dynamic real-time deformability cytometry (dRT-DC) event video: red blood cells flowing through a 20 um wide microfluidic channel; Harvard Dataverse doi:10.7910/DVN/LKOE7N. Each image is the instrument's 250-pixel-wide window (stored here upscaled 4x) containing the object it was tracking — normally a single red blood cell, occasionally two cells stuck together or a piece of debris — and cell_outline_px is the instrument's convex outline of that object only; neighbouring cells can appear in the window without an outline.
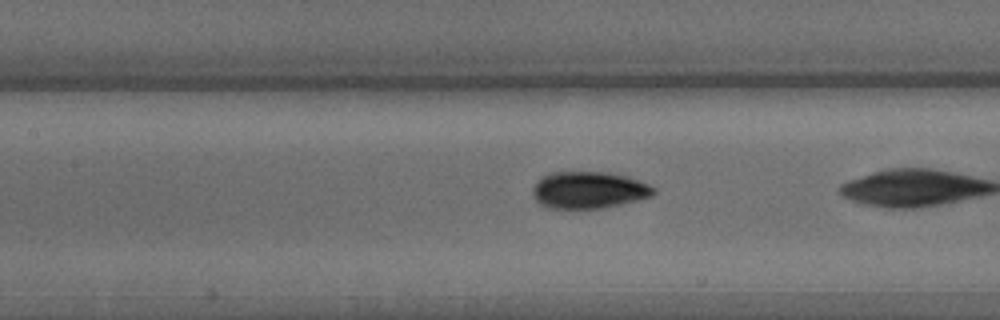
{"species": "common noctule bat (a hibernating species)", "species_latin": "Nyctalus noctula", "temperature_condition": "warm", "stored_images_in_passage": 40, "camera_frame_rate_fps": 3000, "um_per_image_px": 0.085, "animal": {"sex": "male", "body_mass_g": 15.6}, "frame": {"image": 1, "passage_image": 23, "time_ms": 7.333, "image_size_px": [1000, 320], "cell_outline_px": [[656, 192], [652, 196], [620, 204], [600, 208], [548, 208], [540, 204], [536, 200], [532, 192], [532, 188], [536, 180], [540, 176], [548, 172], [608, 172], [628, 176], [648, 184], [656, 188]], "centroid_in_image_um": [50.01, 16.13], "position_along_channel_um": 157.4, "area_um2": 26.18}}